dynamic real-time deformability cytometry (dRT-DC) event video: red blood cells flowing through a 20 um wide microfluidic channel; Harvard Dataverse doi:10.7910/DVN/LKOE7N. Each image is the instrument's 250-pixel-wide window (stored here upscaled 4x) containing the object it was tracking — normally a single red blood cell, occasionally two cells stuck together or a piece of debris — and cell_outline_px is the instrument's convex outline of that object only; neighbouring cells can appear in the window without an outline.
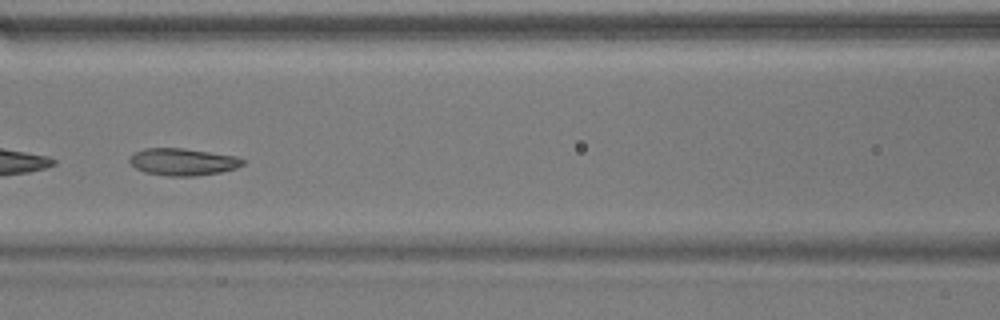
{"species": "common noctule bat (a hibernating species)", "species_latin": "Nyctalus noctula", "temperature_condition": "warm", "stored_images_in_passage": 49, "camera_frame_rate_fps": 3000, "um_per_image_px": 0.085, "animal": {"sex": "male", "body_mass_g": 17.9}, "frame": {"image": 1, "passage_image": 21, "time_ms": 6.667, "image_size_px": [1000, 320], "cell_outline_px": [[244, 164], [236, 168], [220, 172], [196, 176], [168, 176], [144, 172], [136, 168], [128, 160], [128, 156], [132, 152], [144, 148], [184, 148], [236, 156], [244, 160]], "centroid_in_image_um": [15.5, 13.75], "position_along_channel_um": 151.1, "area_um2": 18.03}, "authors_computed_cell_mechanics": {"area_um2": 18.6694, "velocity_mm_per_s": 3.7282, "shape_relaxation_time_tau1_ms": 2.51, "shape_relaxation_time_tau2_ms": 1.7468, "deformation_change_tau1": 0.1137, "deformation_change_tau2": 0.0545}}